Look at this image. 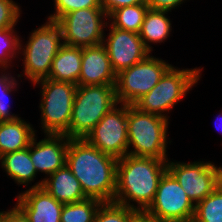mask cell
<instances>
[{"label":"cell","mask_w":222,"mask_h":222,"mask_svg":"<svg viewBox=\"0 0 222 222\" xmlns=\"http://www.w3.org/2000/svg\"><path fill=\"white\" fill-rule=\"evenodd\" d=\"M11 69L12 68H0V118L2 121L20 118V114L11 112L12 108L10 107V100H8L11 99L9 97L12 96L13 93H18L19 89L17 88H19L20 85V83H18L19 77L17 74L15 75V71L12 73L13 71Z\"/></svg>","instance_id":"23"},{"label":"cell","mask_w":222,"mask_h":222,"mask_svg":"<svg viewBox=\"0 0 222 222\" xmlns=\"http://www.w3.org/2000/svg\"><path fill=\"white\" fill-rule=\"evenodd\" d=\"M2 222H29L23 211L15 204L3 213Z\"/></svg>","instance_id":"32"},{"label":"cell","mask_w":222,"mask_h":222,"mask_svg":"<svg viewBox=\"0 0 222 222\" xmlns=\"http://www.w3.org/2000/svg\"><path fill=\"white\" fill-rule=\"evenodd\" d=\"M141 3H146V0H100V5L106 12L107 16L118 8Z\"/></svg>","instance_id":"31"},{"label":"cell","mask_w":222,"mask_h":222,"mask_svg":"<svg viewBox=\"0 0 222 222\" xmlns=\"http://www.w3.org/2000/svg\"><path fill=\"white\" fill-rule=\"evenodd\" d=\"M148 9L146 3L121 7L108 16V22L117 29L139 34Z\"/></svg>","instance_id":"22"},{"label":"cell","mask_w":222,"mask_h":222,"mask_svg":"<svg viewBox=\"0 0 222 222\" xmlns=\"http://www.w3.org/2000/svg\"><path fill=\"white\" fill-rule=\"evenodd\" d=\"M57 23L62 31L63 44L89 47L103 43L108 16L102 7H92L69 12Z\"/></svg>","instance_id":"10"},{"label":"cell","mask_w":222,"mask_h":222,"mask_svg":"<svg viewBox=\"0 0 222 222\" xmlns=\"http://www.w3.org/2000/svg\"><path fill=\"white\" fill-rule=\"evenodd\" d=\"M117 161L84 138H69L66 165L80 182L87 198L114 202Z\"/></svg>","instance_id":"1"},{"label":"cell","mask_w":222,"mask_h":222,"mask_svg":"<svg viewBox=\"0 0 222 222\" xmlns=\"http://www.w3.org/2000/svg\"><path fill=\"white\" fill-rule=\"evenodd\" d=\"M54 12L48 14V20L58 21L62 16L69 12L79 9L101 7L100 0H52Z\"/></svg>","instance_id":"28"},{"label":"cell","mask_w":222,"mask_h":222,"mask_svg":"<svg viewBox=\"0 0 222 222\" xmlns=\"http://www.w3.org/2000/svg\"><path fill=\"white\" fill-rule=\"evenodd\" d=\"M117 104L115 84L77 85L69 124V138H85Z\"/></svg>","instance_id":"7"},{"label":"cell","mask_w":222,"mask_h":222,"mask_svg":"<svg viewBox=\"0 0 222 222\" xmlns=\"http://www.w3.org/2000/svg\"><path fill=\"white\" fill-rule=\"evenodd\" d=\"M90 145L117 159L128 152L127 104L118 103L84 138Z\"/></svg>","instance_id":"11"},{"label":"cell","mask_w":222,"mask_h":222,"mask_svg":"<svg viewBox=\"0 0 222 222\" xmlns=\"http://www.w3.org/2000/svg\"><path fill=\"white\" fill-rule=\"evenodd\" d=\"M3 213L4 211H0V222H2Z\"/></svg>","instance_id":"36"},{"label":"cell","mask_w":222,"mask_h":222,"mask_svg":"<svg viewBox=\"0 0 222 222\" xmlns=\"http://www.w3.org/2000/svg\"><path fill=\"white\" fill-rule=\"evenodd\" d=\"M19 193L15 197V204L29 222H61L64 204L53 198L43 187L26 189Z\"/></svg>","instance_id":"15"},{"label":"cell","mask_w":222,"mask_h":222,"mask_svg":"<svg viewBox=\"0 0 222 222\" xmlns=\"http://www.w3.org/2000/svg\"><path fill=\"white\" fill-rule=\"evenodd\" d=\"M106 27L102 44L107 50L112 69L116 74L141 62L151 54L138 33L117 29L109 22ZM106 31L109 32L106 34Z\"/></svg>","instance_id":"13"},{"label":"cell","mask_w":222,"mask_h":222,"mask_svg":"<svg viewBox=\"0 0 222 222\" xmlns=\"http://www.w3.org/2000/svg\"><path fill=\"white\" fill-rule=\"evenodd\" d=\"M139 212L116 202H103L94 222H130Z\"/></svg>","instance_id":"27"},{"label":"cell","mask_w":222,"mask_h":222,"mask_svg":"<svg viewBox=\"0 0 222 222\" xmlns=\"http://www.w3.org/2000/svg\"><path fill=\"white\" fill-rule=\"evenodd\" d=\"M169 122V119L127 104V154L168 161L167 147L173 142L168 133Z\"/></svg>","instance_id":"4"},{"label":"cell","mask_w":222,"mask_h":222,"mask_svg":"<svg viewBox=\"0 0 222 222\" xmlns=\"http://www.w3.org/2000/svg\"><path fill=\"white\" fill-rule=\"evenodd\" d=\"M0 166L7 178L12 179L18 187L21 185V187H27L25 189H30L39 188L43 185L44 179L42 178L35 182L38 174L30 157V145L26 149L1 156Z\"/></svg>","instance_id":"17"},{"label":"cell","mask_w":222,"mask_h":222,"mask_svg":"<svg viewBox=\"0 0 222 222\" xmlns=\"http://www.w3.org/2000/svg\"><path fill=\"white\" fill-rule=\"evenodd\" d=\"M103 202L87 198L80 202L64 204L61 222H94L96 213Z\"/></svg>","instance_id":"24"},{"label":"cell","mask_w":222,"mask_h":222,"mask_svg":"<svg viewBox=\"0 0 222 222\" xmlns=\"http://www.w3.org/2000/svg\"><path fill=\"white\" fill-rule=\"evenodd\" d=\"M169 12L148 9L139 32L144 46L153 53V45L166 42L172 34Z\"/></svg>","instance_id":"21"},{"label":"cell","mask_w":222,"mask_h":222,"mask_svg":"<svg viewBox=\"0 0 222 222\" xmlns=\"http://www.w3.org/2000/svg\"><path fill=\"white\" fill-rule=\"evenodd\" d=\"M28 35L27 41L25 39L23 41L22 36L20 37L19 59L21 60L18 62L22 61L23 71L17 76L20 83L24 80L22 78H25L34 84L48 78L52 61L63 45V37L59 24L48 19Z\"/></svg>","instance_id":"3"},{"label":"cell","mask_w":222,"mask_h":222,"mask_svg":"<svg viewBox=\"0 0 222 222\" xmlns=\"http://www.w3.org/2000/svg\"><path fill=\"white\" fill-rule=\"evenodd\" d=\"M193 222H222V189H216L195 205Z\"/></svg>","instance_id":"25"},{"label":"cell","mask_w":222,"mask_h":222,"mask_svg":"<svg viewBox=\"0 0 222 222\" xmlns=\"http://www.w3.org/2000/svg\"><path fill=\"white\" fill-rule=\"evenodd\" d=\"M82 47L63 44L55 55L48 79L78 84L81 72Z\"/></svg>","instance_id":"20"},{"label":"cell","mask_w":222,"mask_h":222,"mask_svg":"<svg viewBox=\"0 0 222 222\" xmlns=\"http://www.w3.org/2000/svg\"><path fill=\"white\" fill-rule=\"evenodd\" d=\"M21 7L16 1L0 0V29L18 27L23 12Z\"/></svg>","instance_id":"29"},{"label":"cell","mask_w":222,"mask_h":222,"mask_svg":"<svg viewBox=\"0 0 222 222\" xmlns=\"http://www.w3.org/2000/svg\"><path fill=\"white\" fill-rule=\"evenodd\" d=\"M144 213L157 222H191L195 204L175 177L166 170L159 180L153 202Z\"/></svg>","instance_id":"9"},{"label":"cell","mask_w":222,"mask_h":222,"mask_svg":"<svg viewBox=\"0 0 222 222\" xmlns=\"http://www.w3.org/2000/svg\"><path fill=\"white\" fill-rule=\"evenodd\" d=\"M16 29H0V68H14V60H19L21 35H18L19 31Z\"/></svg>","instance_id":"26"},{"label":"cell","mask_w":222,"mask_h":222,"mask_svg":"<svg viewBox=\"0 0 222 222\" xmlns=\"http://www.w3.org/2000/svg\"><path fill=\"white\" fill-rule=\"evenodd\" d=\"M34 128L33 124L21 117L2 121L0 123V156L28 148L38 132Z\"/></svg>","instance_id":"19"},{"label":"cell","mask_w":222,"mask_h":222,"mask_svg":"<svg viewBox=\"0 0 222 222\" xmlns=\"http://www.w3.org/2000/svg\"><path fill=\"white\" fill-rule=\"evenodd\" d=\"M116 84L107 50L103 44L82 47L78 86Z\"/></svg>","instance_id":"16"},{"label":"cell","mask_w":222,"mask_h":222,"mask_svg":"<svg viewBox=\"0 0 222 222\" xmlns=\"http://www.w3.org/2000/svg\"><path fill=\"white\" fill-rule=\"evenodd\" d=\"M167 161L125 155L117 161L114 202L144 212L153 202Z\"/></svg>","instance_id":"2"},{"label":"cell","mask_w":222,"mask_h":222,"mask_svg":"<svg viewBox=\"0 0 222 222\" xmlns=\"http://www.w3.org/2000/svg\"><path fill=\"white\" fill-rule=\"evenodd\" d=\"M31 86L40 88L38 107L41 112V134H65L69 138V124L77 85L46 78Z\"/></svg>","instance_id":"6"},{"label":"cell","mask_w":222,"mask_h":222,"mask_svg":"<svg viewBox=\"0 0 222 222\" xmlns=\"http://www.w3.org/2000/svg\"><path fill=\"white\" fill-rule=\"evenodd\" d=\"M173 66L160 57L149 54L144 60L116 74L118 103L133 105L148 93Z\"/></svg>","instance_id":"8"},{"label":"cell","mask_w":222,"mask_h":222,"mask_svg":"<svg viewBox=\"0 0 222 222\" xmlns=\"http://www.w3.org/2000/svg\"><path fill=\"white\" fill-rule=\"evenodd\" d=\"M221 119V121H220ZM221 123L219 124L218 121ZM215 128L217 129V131L222 134V109L220 110V113L219 115L216 116V119H215ZM222 144V143H220Z\"/></svg>","instance_id":"34"},{"label":"cell","mask_w":222,"mask_h":222,"mask_svg":"<svg viewBox=\"0 0 222 222\" xmlns=\"http://www.w3.org/2000/svg\"><path fill=\"white\" fill-rule=\"evenodd\" d=\"M167 170L196 205L218 186V166L212 161H167Z\"/></svg>","instance_id":"12"},{"label":"cell","mask_w":222,"mask_h":222,"mask_svg":"<svg viewBox=\"0 0 222 222\" xmlns=\"http://www.w3.org/2000/svg\"><path fill=\"white\" fill-rule=\"evenodd\" d=\"M130 222H157L154 218L139 212Z\"/></svg>","instance_id":"33"},{"label":"cell","mask_w":222,"mask_h":222,"mask_svg":"<svg viewBox=\"0 0 222 222\" xmlns=\"http://www.w3.org/2000/svg\"><path fill=\"white\" fill-rule=\"evenodd\" d=\"M204 67L179 68L172 66L159 82L133 105L140 111L170 120V112L201 80ZM173 108V109H172Z\"/></svg>","instance_id":"5"},{"label":"cell","mask_w":222,"mask_h":222,"mask_svg":"<svg viewBox=\"0 0 222 222\" xmlns=\"http://www.w3.org/2000/svg\"><path fill=\"white\" fill-rule=\"evenodd\" d=\"M187 1L189 0H146V4L149 9L171 13Z\"/></svg>","instance_id":"30"},{"label":"cell","mask_w":222,"mask_h":222,"mask_svg":"<svg viewBox=\"0 0 222 222\" xmlns=\"http://www.w3.org/2000/svg\"><path fill=\"white\" fill-rule=\"evenodd\" d=\"M42 187L53 198L63 204L80 202L87 199L80 182L66 164L44 179Z\"/></svg>","instance_id":"18"},{"label":"cell","mask_w":222,"mask_h":222,"mask_svg":"<svg viewBox=\"0 0 222 222\" xmlns=\"http://www.w3.org/2000/svg\"><path fill=\"white\" fill-rule=\"evenodd\" d=\"M218 186L222 189V165H218Z\"/></svg>","instance_id":"35"},{"label":"cell","mask_w":222,"mask_h":222,"mask_svg":"<svg viewBox=\"0 0 222 222\" xmlns=\"http://www.w3.org/2000/svg\"><path fill=\"white\" fill-rule=\"evenodd\" d=\"M37 135L30 143V157L37 174H45L46 179L66 164L69 138L65 134H44L37 140Z\"/></svg>","instance_id":"14"}]
</instances>
